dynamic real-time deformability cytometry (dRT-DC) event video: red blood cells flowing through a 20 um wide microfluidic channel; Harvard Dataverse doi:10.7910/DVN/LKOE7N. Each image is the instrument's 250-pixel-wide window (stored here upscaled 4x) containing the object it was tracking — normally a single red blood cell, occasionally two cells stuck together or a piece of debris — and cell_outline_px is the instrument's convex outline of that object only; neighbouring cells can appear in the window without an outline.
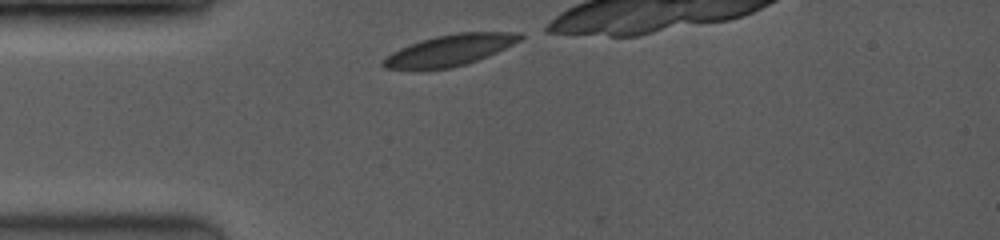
{"species": "common noctule bat (a hibernating species)", "species_latin": "Nyctalus noctula", "temperature_condition": "room temperature", "stored_images_in_passage": 34, "camera_frame_rate_fps": 3500, "um_per_image_px": 0.085, "animal": {"sex": "female", "body_mass_g": 19.0, "forearm_length_mm": 53.3}, "frame": {"image": 1, "passage_image": 1, "time_ms": 0.0, "image_size_px": [1000, 240], "cell_outline_px": [[524, 36], [520, 40], [496, 52], [476, 60], [464, 64], [448, 68], [384, 68], [380, 64], [380, 60], [392, 52], [400, 48], [420, 40], [436, 36], [456, 32], [520, 32]], "centroid_in_image_um": [38.21, 4.24], "position_along_channel_um": 46.8, "area_um2": 24.33}}
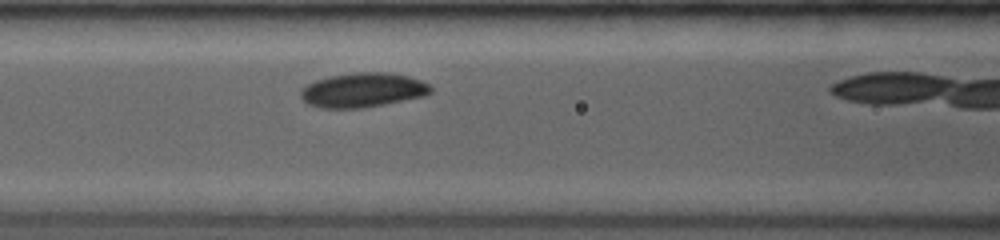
{"frame": {"image": 2, "passage_image": 10, "time_ms": 2.571, "image_size_px": [1000, 240], "cell_outline_px": [[432, 92], [424, 96], [364, 108], [320, 108], [308, 104], [300, 96], [300, 92], [308, 84], [316, 80], [328, 76], [356, 72], [388, 72], [408, 76], [420, 80], [428, 84], [432, 88]], "centroid_in_image_um": [30.84, 7.65], "position_along_channel_um": 135.8, "area_um2": 26.07}}
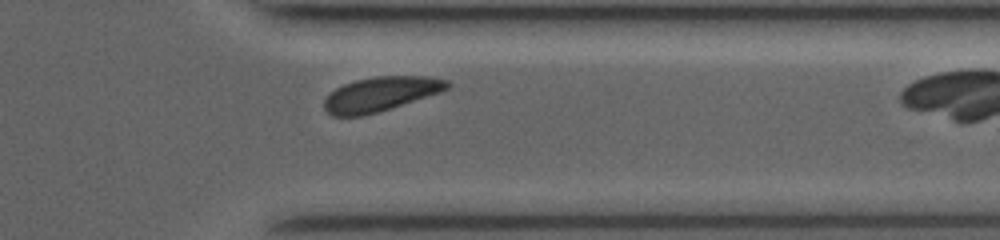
{"frame": {"image": 3, "passage_image": 31, "time_ms": 8.571, "image_size_px": [1000, 240], "cell_outline_px": [[452, 84], [448, 88], [440, 92], [380, 112], [360, 116], [332, 116], [324, 108], [324, 100], [336, 88], [344, 84], [356, 80], [376, 76], [424, 76], [448, 80]], "centroid_in_image_um": [32.36, 8.0], "position_along_channel_um": 379.0, "area_um2": 24.57}}